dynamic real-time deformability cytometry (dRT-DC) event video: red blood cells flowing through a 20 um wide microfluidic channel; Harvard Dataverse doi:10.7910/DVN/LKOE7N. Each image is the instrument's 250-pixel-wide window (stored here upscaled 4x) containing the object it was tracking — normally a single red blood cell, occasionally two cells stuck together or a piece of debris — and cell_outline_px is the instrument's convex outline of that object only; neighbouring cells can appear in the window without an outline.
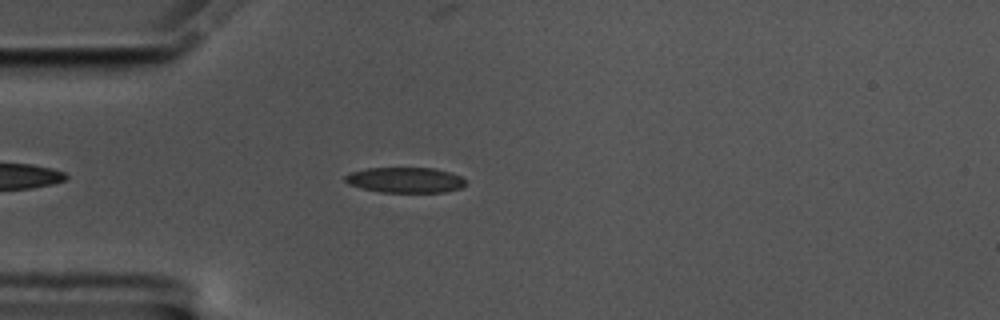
{"species": "common noctule bat (a hibernating species)", "species_latin": "Nyctalus noctula", "temperature_condition": "cold", "stored_images_in_passage": 32, "camera_frame_rate_fps": 3000, "um_per_image_px": 0.085, "animal": {"sex": "male", "body_mass_g": 17.5, "forearm_length_mm": 52.3}, "frame": {"image": 1, "passage_image": 7, "time_ms": 2.0, "image_size_px": [1000, 320], "cell_outline_px": [[468, 184], [460, 188], [444, 192], [380, 192], [360, 188], [348, 184], [344, 180], [344, 176], [348, 172], [368, 168], [432, 168], [448, 172], [460, 176]], "centroid_in_image_um": [34.39, 15.3], "position_along_channel_um": 50.6, "area_um2": 17.92}}